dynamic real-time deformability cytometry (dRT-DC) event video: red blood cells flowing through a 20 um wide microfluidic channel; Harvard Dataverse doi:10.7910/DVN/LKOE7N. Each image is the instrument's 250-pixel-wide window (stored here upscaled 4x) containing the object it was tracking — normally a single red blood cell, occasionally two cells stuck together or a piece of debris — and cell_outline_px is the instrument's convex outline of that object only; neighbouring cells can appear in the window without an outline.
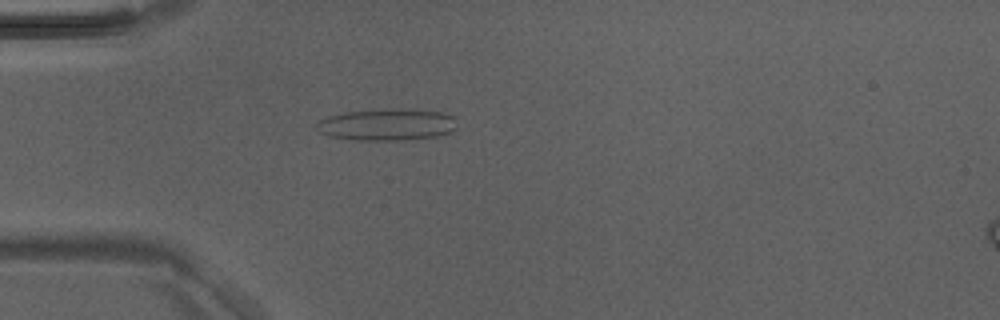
{"species": "Egyptian fruit bat (a non-hibernating species)", "species_latin": "Rousettus aegyptiacus", "temperature_condition": "room temperature", "stored_images_in_passage": 4, "camera_frame_rate_fps": 3000, "um_per_image_px": 0.085, "animal": {"sex": "male"}, "frame": {"image": 1, "passage_image": 3, "time_ms": 0.667, "image_size_px": [1000, 320], "cell_outline_px": [[456, 128], [452, 132], [436, 136], [400, 140], [352, 140], [328, 136], [320, 132], [316, 128], [316, 120], [328, 116], [344, 112], [384, 108], [444, 112], [452, 116]], "centroid_in_image_um": [32.82, 10.59], "position_along_channel_um": 52.2, "area_um2": 26.13}}